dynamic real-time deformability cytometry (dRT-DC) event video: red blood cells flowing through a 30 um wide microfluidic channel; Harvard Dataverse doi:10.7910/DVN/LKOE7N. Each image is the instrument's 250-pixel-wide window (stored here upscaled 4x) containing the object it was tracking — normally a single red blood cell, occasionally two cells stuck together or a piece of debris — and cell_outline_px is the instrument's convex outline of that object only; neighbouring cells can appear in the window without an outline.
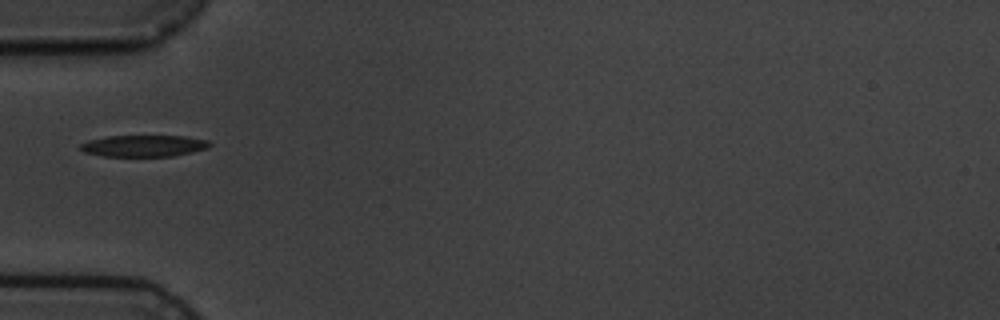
{"species": "common noctule bat (a hibernating species)", "species_latin": "Nyctalus noctula", "temperature_condition": "cold", "stored_images_in_passage": 5, "camera_frame_rate_fps": 3000, "um_per_image_px": 0.085, "animal": {"sex": "male", "body_mass_g": 19.5, "forearm_length_mm": 54.6}, "frame": {"image": 1, "passage_image": 1, "time_ms": 0.0, "image_size_px": [1000, 320], "cell_outline_px": [[212, 144], [208, 148], [192, 152], [172, 156], [104, 156], [84, 152], [80, 148], [80, 144], [88, 140], [108, 136], [184, 136], [208, 140]], "centroid_in_image_um": [12.23, 12.39], "position_along_channel_um": 72.8, "area_um2": 16.18}}
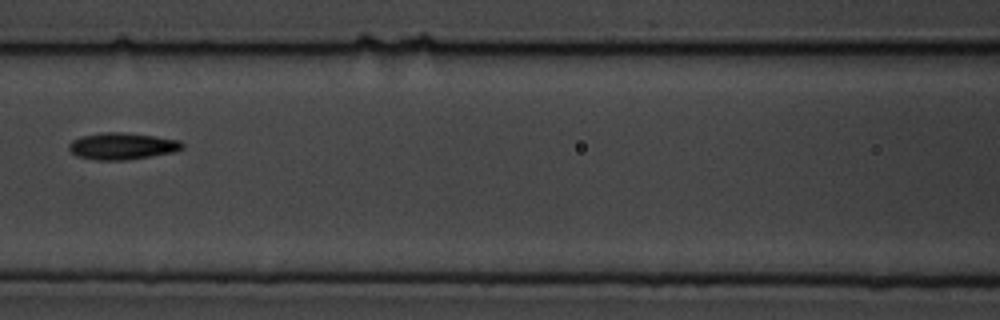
{"frame": {"image": 2, "passage_image": 3, "time_ms": 2.333, "image_size_px": [1000, 320], "cell_outline_px": [[184, 148], [172, 152], [124, 160], [96, 160], [76, 156], [68, 148], [68, 144], [72, 140], [80, 136], [104, 132], [120, 132], [156, 136], [180, 140], [184, 144]], "centroid_in_image_um": [10.36, 12.41], "position_along_channel_um": 156.2, "area_um2": 17.63}}
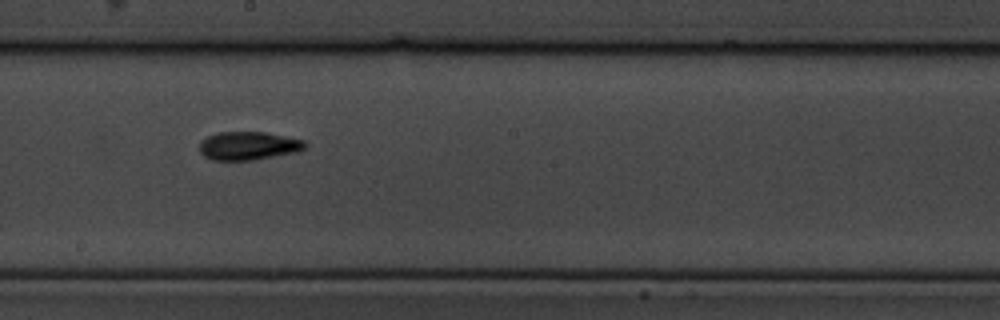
{"frame": {"image": 3, "passage_image": 5, "time_ms": 4.333, "image_size_px": [1000, 320], "cell_outline_px": [[308, 144], [304, 148], [296, 152], [252, 160], [212, 160], [204, 156], [200, 152], [200, 140], [216, 132], [264, 132], [304, 140]], "centroid_in_image_um": [21.09, 12.39], "position_along_channel_um": 227.1, "area_um2": 17.4}}